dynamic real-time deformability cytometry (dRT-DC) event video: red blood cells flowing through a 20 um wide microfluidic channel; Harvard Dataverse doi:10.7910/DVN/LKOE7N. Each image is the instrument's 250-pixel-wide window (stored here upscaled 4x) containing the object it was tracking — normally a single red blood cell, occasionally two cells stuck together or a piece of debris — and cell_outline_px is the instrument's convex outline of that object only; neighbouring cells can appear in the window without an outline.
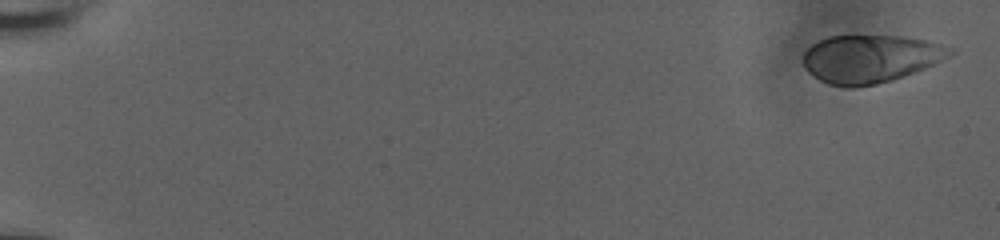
{"species": "human", "species_latin": "Homo sapiens", "temperature_condition": "room temperature", "stored_images_in_passage": 23, "camera_frame_rate_fps": 3000, "um_per_image_px": 0.085, "donor": {"sex": "male"}, "frame": {"image": 1, "passage_image": 1, "time_ms": 0.0, "image_size_px": [1000, 240], "cell_outline_px": [[956, 52], [924, 68], [892, 80], [876, 84], [852, 88], [844, 88], [828, 84], [820, 80], [808, 72], [804, 68], [804, 52], [812, 44], [828, 36], [900, 36], [924, 40], [956, 48]], "centroid_in_image_um": [73.95, 5.0], "position_along_channel_um": 11.0, "area_um2": 40.86}}
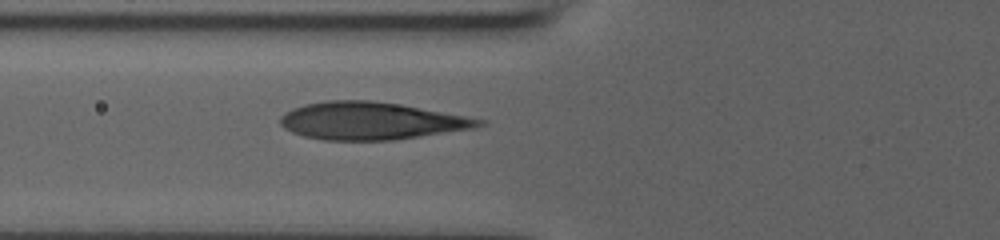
{"frame": {"image": 2, "passage_image": 20, "time_ms": 6.333, "image_size_px": [1000, 240], "cell_outline_px": [[488, 124], [476, 128], [392, 140], [324, 140], [304, 136], [292, 132], [284, 128], [280, 124], [280, 116], [284, 112], [292, 108], [304, 104], [324, 100], [368, 100], [400, 104], [488, 120]], "centroid_in_image_um": [31.55, 10.27], "position_along_channel_um": 94.3, "area_um2": 43.58}}
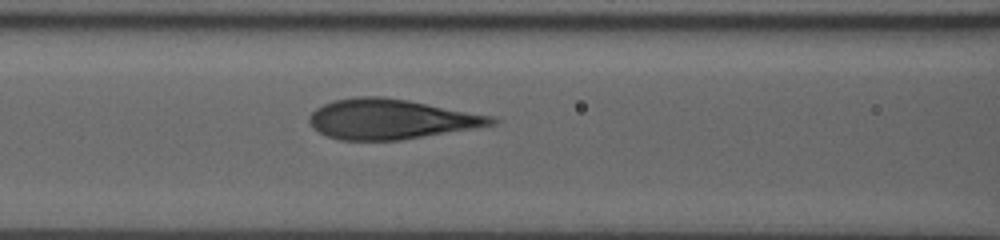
{"frame": {"image": 3, "passage_image": 23, "time_ms": 7.333, "image_size_px": [1000, 240], "cell_outline_px": [[500, 120], [496, 124], [400, 140], [340, 140], [328, 136], [312, 128], [308, 120], [308, 116], [316, 108], [332, 100], [356, 96], [384, 96], [408, 100], [492, 116]], "centroid_in_image_um": [33.17, 10.11], "position_along_channel_um": 133.4, "area_um2": 42.31}}